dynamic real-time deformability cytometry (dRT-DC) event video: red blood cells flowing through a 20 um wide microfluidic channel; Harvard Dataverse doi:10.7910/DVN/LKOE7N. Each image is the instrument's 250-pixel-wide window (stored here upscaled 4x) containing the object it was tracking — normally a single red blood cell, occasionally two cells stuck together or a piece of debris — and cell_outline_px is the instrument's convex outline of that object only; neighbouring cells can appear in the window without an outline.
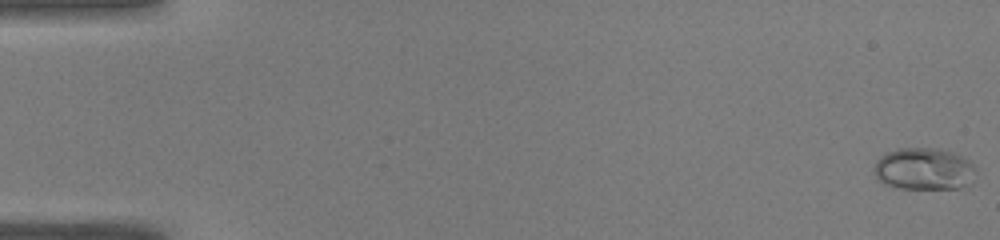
{"species": "common noctule bat (a hibernating species)", "species_latin": "Nyctalus noctula", "temperature_condition": "warm", "stored_images_in_passage": 50, "camera_frame_rate_fps": 3000, "um_per_image_px": 0.085, "animal": {"sex": "male", "body_mass_g": 19.0, "forearm_length_mm": 50.8}, "frame": {"image": 1, "passage_image": 1, "time_ms": 0.0, "image_size_px": [1000, 240], "cell_outline_px": [[976, 172], [960, 188], [896, 188], [884, 184], [876, 180], [872, 168], [876, 160], [880, 156], [896, 148], [940, 148], [952, 152], [968, 160], [976, 168]], "centroid_in_image_um": [78.44, 14.34], "position_along_channel_um": 6.6, "area_um2": 24.97}}
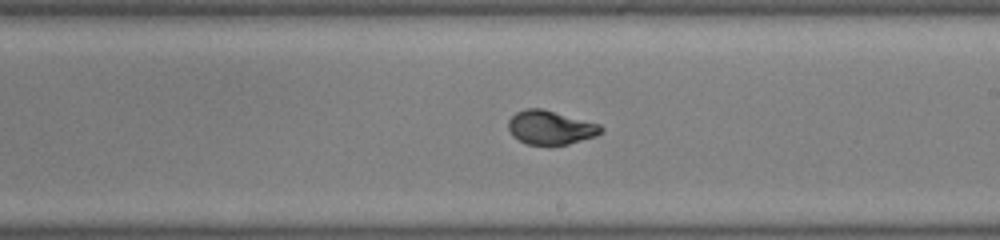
{"frame": {"image": 2, "passage_image": 30, "time_ms": 9.667, "image_size_px": [1000, 240], "cell_outline_px": [[604, 132], [596, 136], [568, 144], [528, 144], [512, 136], [508, 128], [508, 120], [516, 112], [524, 108], [544, 108], [600, 124], [604, 128]], "centroid_in_image_um": [46.81, 10.82], "position_along_channel_um": 242.2, "area_um2": 18.44}}
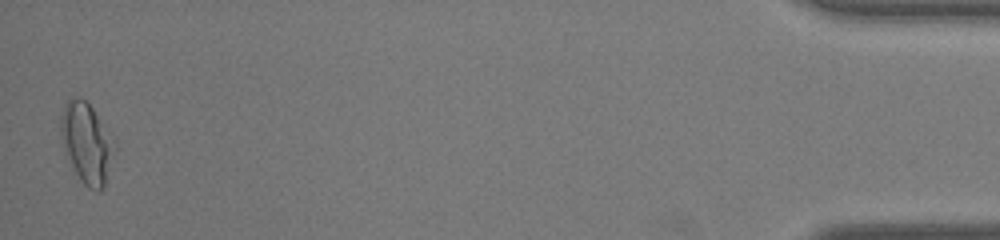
{"frame": {"image": 3, "passage_image": 50, "time_ms": 16.333, "image_size_px": [1000, 240], "cell_outline_px": [[116, 148], [104, 188], [100, 192], [88, 188], [80, 180], [64, 148], [60, 136], [60, 116], [64, 104], [68, 100], [76, 96], [80, 96], [92, 108], [116, 140]], "centroid_in_image_um": [7.39, 12.15], "position_along_channel_um": 427.8, "area_um2": 25.32}, "authors_computed_cell_mechanics": {"area_um2": 18.8717, "velocity_mm_per_s": 4.0828, "shape_relaxation_time_tau1_ms": 6.0464, "shape_relaxation_time_tau2_ms": null, "deformation_change_tau1": 0.2428, "deformation_change_tau2": null}}